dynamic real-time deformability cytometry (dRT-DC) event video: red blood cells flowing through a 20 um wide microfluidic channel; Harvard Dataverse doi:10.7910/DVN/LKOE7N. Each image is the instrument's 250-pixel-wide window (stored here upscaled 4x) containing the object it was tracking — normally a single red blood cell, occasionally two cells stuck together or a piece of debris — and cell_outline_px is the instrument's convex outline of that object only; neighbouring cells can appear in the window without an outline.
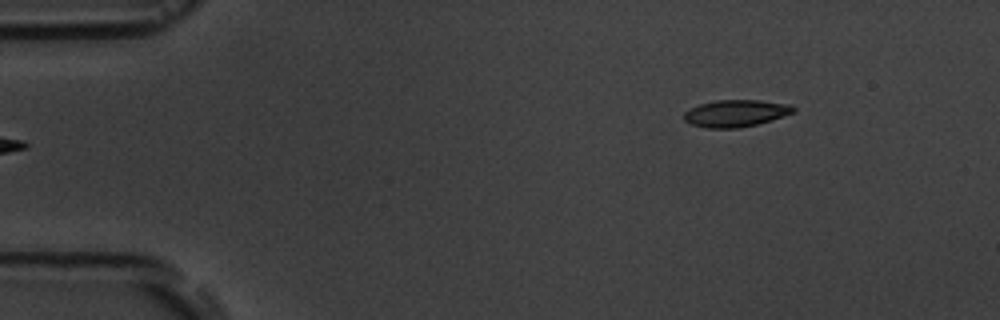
{"species": "common noctule bat (a hibernating species)", "species_latin": "Nyctalus noctula", "temperature_condition": "room temperature", "stored_images_in_passage": 6, "segment_of_instrument_passage": [2, 2], "camera_frame_rate_fps": 3000, "um_per_image_px": 0.085, "animal": {"sex": "male", "body_mass_g": 19.5, "forearm_length_mm": 54.6}, "frame": {"image": 1, "passage_image": 6, "time_ms": 5.667, "image_size_px": [1000, 320], "cell_outline_px": [[796, 112], [772, 120], [756, 124], [736, 128], [704, 128], [692, 124], [684, 120], [684, 112], [700, 104], [716, 100], [756, 100], [792, 104], [796, 108]], "centroid_in_image_um": [62.58, 9.63], "position_along_channel_um": 22.4, "area_um2": 17.22}}